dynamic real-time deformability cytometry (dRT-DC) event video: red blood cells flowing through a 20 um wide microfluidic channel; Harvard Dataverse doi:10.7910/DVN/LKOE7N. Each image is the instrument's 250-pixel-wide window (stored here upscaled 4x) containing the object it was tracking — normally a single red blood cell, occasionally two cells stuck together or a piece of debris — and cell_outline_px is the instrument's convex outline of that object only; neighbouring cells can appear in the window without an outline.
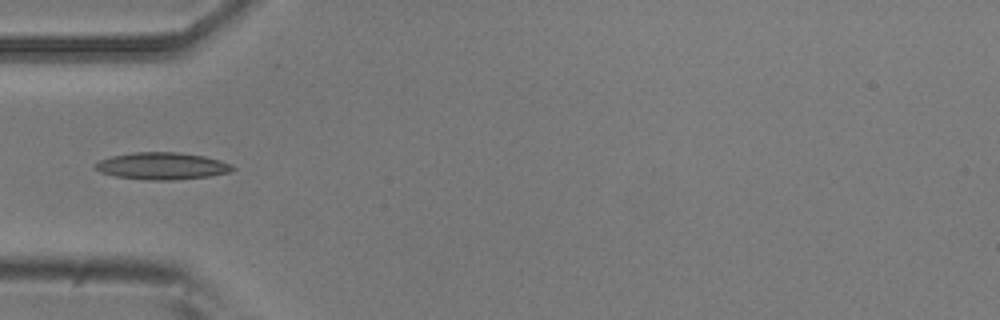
{"species": "common noctule bat (a hibernating species)", "species_latin": "Nyctalus noctula", "temperature_condition": "room temperature", "stored_images_in_passage": 6, "camera_frame_rate_fps": 3000, "um_per_image_px": 0.085, "animal": {"sex": "male", "body_mass_g": 20.5, "forearm_length_mm": 52.5}, "frame": {"image": 1, "passage_image": 6, "time_ms": 1.667, "image_size_px": [1000, 320], "cell_outline_px": [[236, 168], [228, 172], [208, 176], [172, 180], [144, 180], [116, 176], [100, 172], [92, 164], [100, 160], [112, 156], [132, 152], [176, 152], [204, 156], [220, 160], [232, 164]], "centroid_in_image_um": [13.76, 14.1], "position_along_channel_um": 71.2, "area_um2": 21.62}}